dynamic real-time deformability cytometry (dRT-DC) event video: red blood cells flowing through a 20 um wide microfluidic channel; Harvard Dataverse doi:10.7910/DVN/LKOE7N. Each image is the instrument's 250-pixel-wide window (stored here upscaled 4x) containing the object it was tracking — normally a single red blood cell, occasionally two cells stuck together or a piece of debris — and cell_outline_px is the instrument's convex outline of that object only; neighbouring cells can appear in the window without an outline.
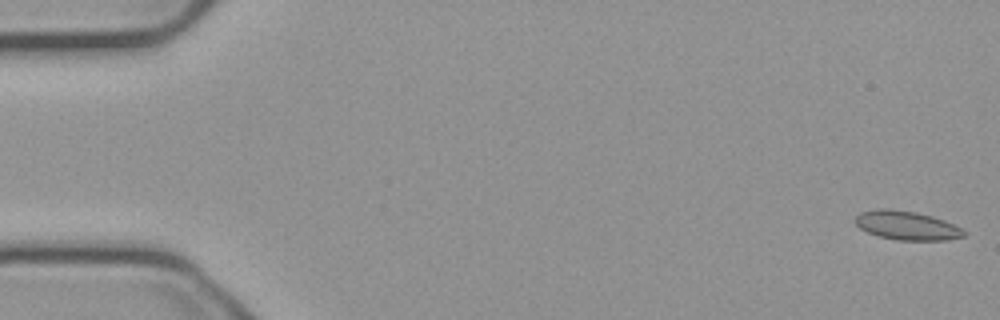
{"species": "common noctule bat (a hibernating species)", "species_latin": "Nyctalus noctula", "temperature_condition": "cold", "stored_images_in_passage": 55, "camera_frame_rate_fps": 3000, "um_per_image_px": 0.085, "animal": {"sex": "male", "body_mass_g": 23.1, "forearm_length_mm": 52.7}, "frame": {"image": 1, "passage_image": 1, "time_ms": 0.0, "image_size_px": [1000, 320], "cell_outline_px": [[968, 232], [964, 236], [944, 240], [896, 240], [880, 236], [868, 232], [860, 228], [856, 224], [856, 216], [860, 212], [880, 208], [888, 208], [916, 212], [932, 216], [944, 220]], "centroid_in_image_um": [77.07, 19.16], "position_along_channel_um": 7.9, "area_um2": 18.15}}
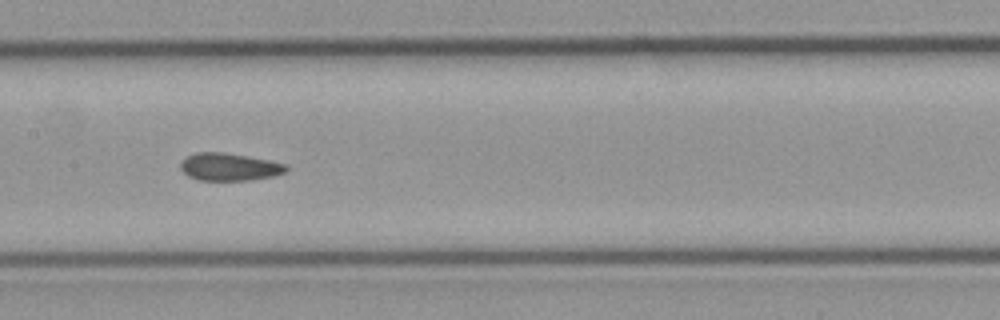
{"frame": {"image": 2, "passage_image": 27, "time_ms": 8.667, "image_size_px": [1000, 320], "cell_outline_px": [[288, 172], [272, 176], [252, 180], [200, 180], [188, 176], [180, 168], [180, 164], [188, 156], [196, 152], [224, 152], [248, 156], [288, 164]], "centroid_in_image_um": [19.54, 14.18], "position_along_channel_um": 187.9, "area_um2": 16.99}}
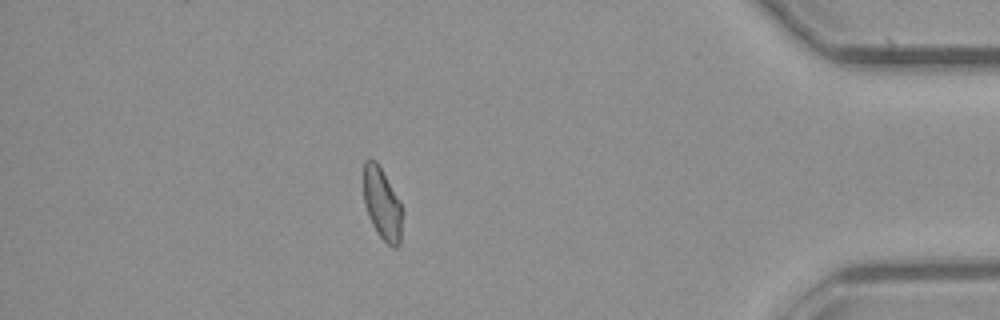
{"frame": {"image": 3, "passage_image": 48, "time_ms": 15.667, "image_size_px": [1000, 320], "cell_outline_px": [[400, 244], [396, 248], [392, 248], [380, 236], [372, 224], [368, 216], [364, 204], [364, 164], [372, 156], [376, 160], [400, 204]], "centroid_in_image_um": [32.44, 17.33], "position_along_channel_um": 402.8, "area_um2": 15.61}, "authors_computed_cell_mechanics": {"area_um2": 17.34, "velocity_mm_per_s": 3.7344, "shape_relaxation_time_tau1_ms": null, "shape_relaxation_time_tau2_ms": 2.7014, "deformation_change_tau1": null, "deformation_change_tau2": 0.0636}}